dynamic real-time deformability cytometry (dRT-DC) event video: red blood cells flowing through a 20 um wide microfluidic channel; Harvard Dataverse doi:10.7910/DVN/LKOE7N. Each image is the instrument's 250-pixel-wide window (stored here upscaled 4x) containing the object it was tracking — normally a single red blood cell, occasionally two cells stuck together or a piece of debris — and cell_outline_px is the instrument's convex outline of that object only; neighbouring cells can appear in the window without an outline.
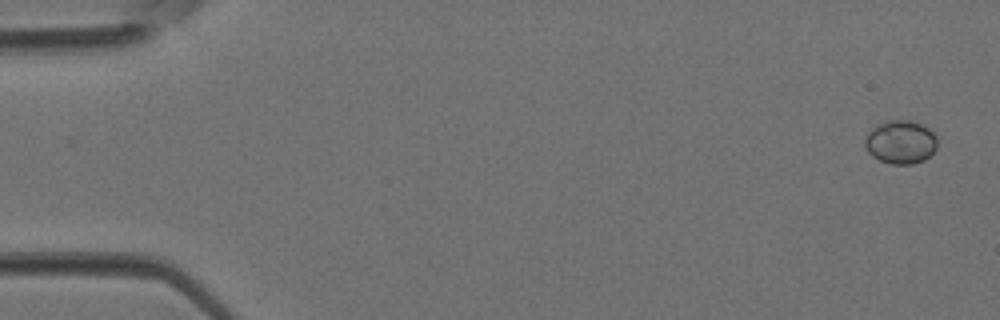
{"species": "Egyptian fruit bat (a non-hibernating species)", "species_latin": "Rousettus aegyptiacus", "temperature_condition": "room temperature", "stored_images_in_passage": 3, "camera_frame_rate_fps": 3000, "um_per_image_px": 0.085, "animal": {"sex": "female"}, "frame": {"image": 1, "passage_image": 1, "time_ms": 0.0, "image_size_px": [1000, 320], "cell_outline_px": [[936, 148], [924, 160], [912, 164], [892, 164], [880, 160], [872, 156], [868, 152], [864, 144], [864, 140], [868, 132], [876, 124], [888, 120], [912, 120], [924, 124], [936, 136]], "centroid_in_image_um": [76.53, 12.05], "position_along_channel_um": 8.5, "area_um2": 18.44}}
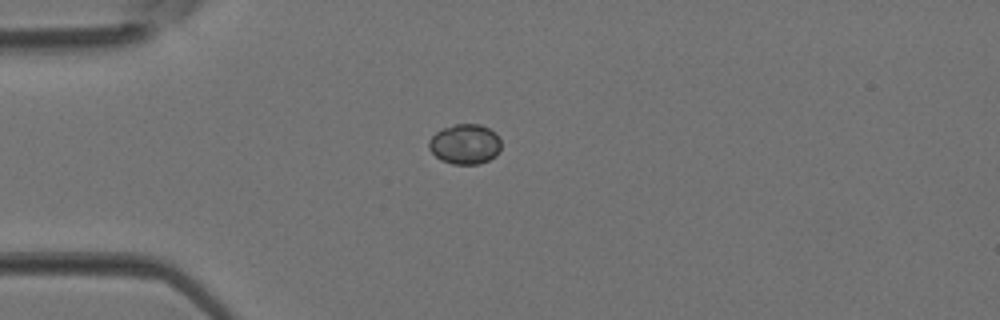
{"frame": {"image": 2, "passage_image": 3, "time_ms": 0.667, "image_size_px": [1000, 320], "cell_outline_px": [[500, 152], [496, 156], [480, 164], [452, 164], [440, 160], [428, 148], [428, 140], [440, 128], [456, 124], [480, 124], [496, 132], [500, 140]], "centroid_in_image_um": [39.52, 12.25], "position_along_channel_um": 45.5, "area_um2": 17.11}}